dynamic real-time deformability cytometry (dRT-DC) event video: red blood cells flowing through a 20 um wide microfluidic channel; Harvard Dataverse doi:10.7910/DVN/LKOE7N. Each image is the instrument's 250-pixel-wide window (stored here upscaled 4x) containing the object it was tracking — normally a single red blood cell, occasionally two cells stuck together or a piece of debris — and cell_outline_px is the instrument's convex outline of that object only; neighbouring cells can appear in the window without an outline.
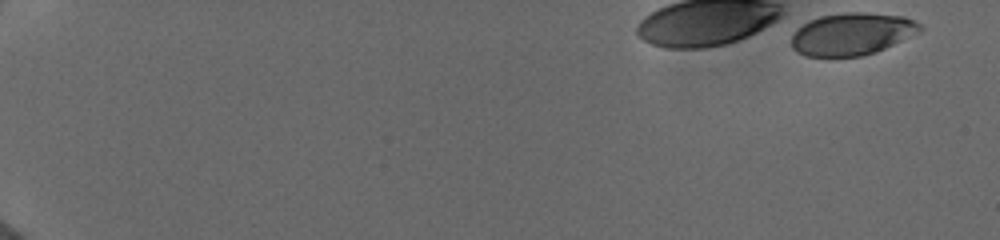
{"species": "human", "species_latin": "Homo sapiens", "temperature_condition": "cold", "stored_images_in_passage": 34, "camera_frame_rate_fps": 3000, "um_per_image_px": 0.085, "donor": {"sex": "female"}, "frame": {"image": 1, "passage_image": 1, "time_ms": 0.0, "image_size_px": [1000, 240], "cell_outline_px": [[924, 28], [920, 32], [876, 52], [860, 56], [808, 56], [796, 52], [792, 48], [792, 36], [796, 28], [808, 20], [820, 16], [848, 12], [864, 12], [904, 16], [920, 24]], "centroid_in_image_um": [72.4, 2.88], "position_along_channel_um": 12.6, "area_um2": 31.73}}
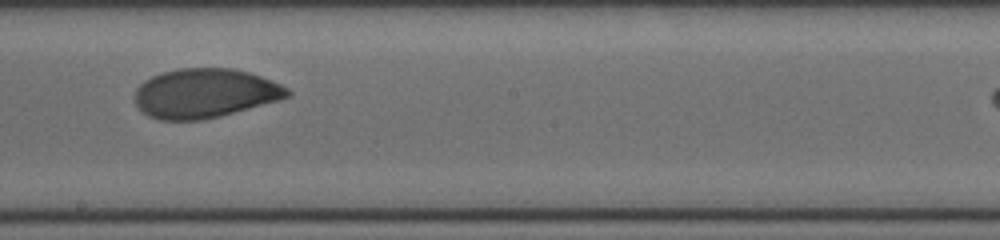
{"frame": {"image": 2, "passage_image": 21, "time_ms": 8.667, "image_size_px": [1000, 240], "cell_outline_px": [[292, 92], [288, 96], [280, 100], [220, 116], [200, 120], [160, 120], [148, 116], [136, 104], [136, 88], [144, 80], [160, 72], [180, 68], [232, 68], [248, 72], [260, 76], [280, 84], [288, 88]], "centroid_in_image_um": [17.41, 7.92], "position_along_channel_um": 230.8, "area_um2": 43.75}}
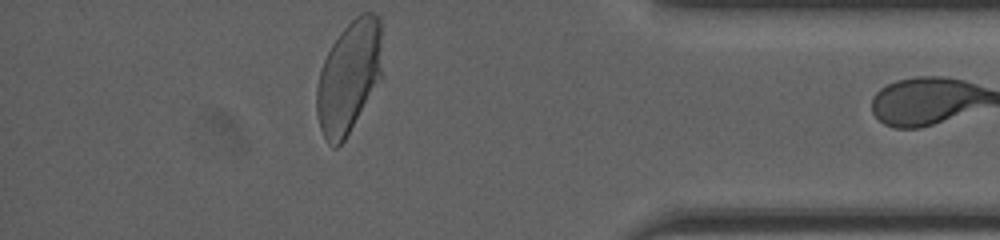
{"frame": {"image": 3, "passage_image": 33, "time_ms": 13.667, "image_size_px": [1000, 240], "cell_outline_px": [[380, 80], [344, 140], [336, 148], [332, 148], [328, 144], [320, 128], [316, 112], [316, 84], [320, 68], [332, 44], [340, 32], [356, 16], [364, 12], [376, 12], [380, 16]], "centroid_in_image_um": [29.62, 6.54], "position_along_channel_um": 405.6, "area_um2": 42.48}}